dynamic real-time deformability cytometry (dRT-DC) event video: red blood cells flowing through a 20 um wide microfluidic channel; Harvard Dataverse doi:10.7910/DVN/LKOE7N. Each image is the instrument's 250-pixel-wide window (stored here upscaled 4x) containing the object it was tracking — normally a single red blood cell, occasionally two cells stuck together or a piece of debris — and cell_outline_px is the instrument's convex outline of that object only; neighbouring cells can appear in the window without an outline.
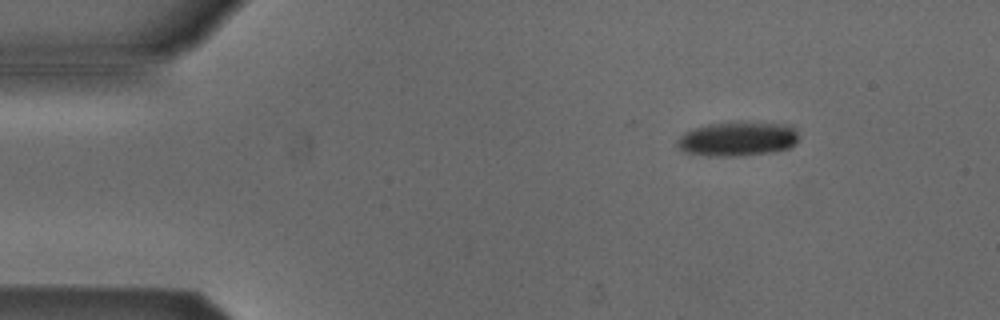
{"species": "Egyptian fruit bat (a non-hibernating species)", "species_latin": "Rousettus aegyptiacus", "temperature_condition": "cold", "stored_images_in_passage": 3, "camera_frame_rate_fps": 3000, "um_per_image_px": 0.085, "animal": {"sex": "male"}, "frame": {"image": 1, "passage_image": 1, "time_ms": 0.0, "image_size_px": [1000, 320], "cell_outline_px": [[796, 144], [788, 148], [772, 152], [736, 156], [708, 156], [684, 152], [676, 144], [676, 140], [684, 132], [708, 124], [744, 120], [784, 124], [796, 128]], "centroid_in_image_um": [62.68, 11.78], "position_along_channel_um": 22.3, "area_um2": 24.68}}